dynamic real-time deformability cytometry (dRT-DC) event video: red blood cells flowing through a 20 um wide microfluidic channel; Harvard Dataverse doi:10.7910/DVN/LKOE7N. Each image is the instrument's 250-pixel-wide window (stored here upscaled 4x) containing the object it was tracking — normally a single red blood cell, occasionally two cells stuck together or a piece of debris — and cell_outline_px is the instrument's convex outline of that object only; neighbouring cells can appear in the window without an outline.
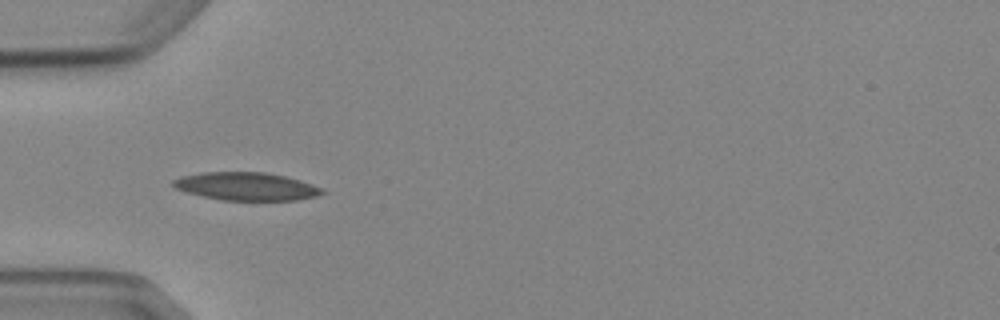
{"species": "Egyptian fruit bat (a non-hibernating species)", "species_latin": "Rousettus aegyptiacus", "temperature_condition": "cold", "stored_images_in_passage": 5, "camera_frame_rate_fps": 3000, "um_per_image_px": 0.085, "animal": {"sex": "female"}, "frame": {"image": 1, "passage_image": 3, "time_ms": 3.333, "image_size_px": [1000, 320], "cell_outline_px": [[328, 192], [316, 196], [296, 200], [224, 200], [204, 196], [188, 192], [176, 188], [172, 184], [172, 180], [180, 176], [200, 172], [264, 172], [284, 176], [300, 180], [324, 188]], "centroid_in_image_um": [20.97, 15.83], "position_along_channel_um": 64.0, "area_um2": 24.28}}
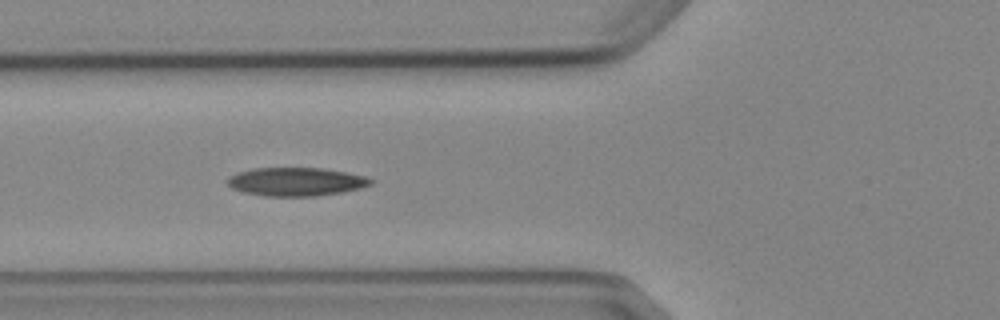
{"frame": {"image": 2, "passage_image": 4, "time_ms": 4.333, "image_size_px": [1000, 320], "cell_outline_px": [[376, 180], [372, 184], [360, 188], [340, 192], [312, 196], [264, 196], [244, 192], [232, 188], [224, 180], [228, 176], [236, 172], [252, 168], [324, 168], [348, 172], [364, 176]], "centroid_in_image_um": [25.13, 15.43], "position_along_channel_um": 100.7, "area_um2": 23.93}}